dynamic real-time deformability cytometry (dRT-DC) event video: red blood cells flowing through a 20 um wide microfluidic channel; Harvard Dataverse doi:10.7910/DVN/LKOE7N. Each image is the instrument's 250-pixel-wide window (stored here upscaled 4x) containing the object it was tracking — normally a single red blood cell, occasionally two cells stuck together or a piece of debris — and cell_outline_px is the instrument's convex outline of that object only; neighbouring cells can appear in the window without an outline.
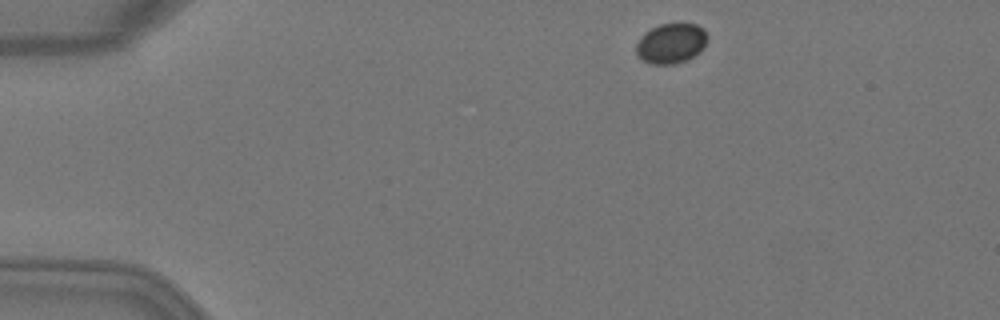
{"species": "Egyptian fruit bat (a non-hibernating species)", "species_latin": "Rousettus aegyptiacus", "temperature_condition": "warm", "stored_images_in_passage": 3, "camera_frame_rate_fps": 3000, "um_per_image_px": 0.085, "animal": {"sex": "female"}, "frame": {"image": 1, "passage_image": 1, "time_ms": 0.0, "image_size_px": [1000, 320], "cell_outline_px": [[708, 36], [704, 48], [700, 52], [688, 60], [676, 64], [652, 64], [644, 60], [636, 52], [636, 44], [644, 32], [660, 24], [696, 24], [704, 28]], "centroid_in_image_um": [57.08, 3.69], "position_along_channel_um": 27.9, "area_um2": 16.7}}